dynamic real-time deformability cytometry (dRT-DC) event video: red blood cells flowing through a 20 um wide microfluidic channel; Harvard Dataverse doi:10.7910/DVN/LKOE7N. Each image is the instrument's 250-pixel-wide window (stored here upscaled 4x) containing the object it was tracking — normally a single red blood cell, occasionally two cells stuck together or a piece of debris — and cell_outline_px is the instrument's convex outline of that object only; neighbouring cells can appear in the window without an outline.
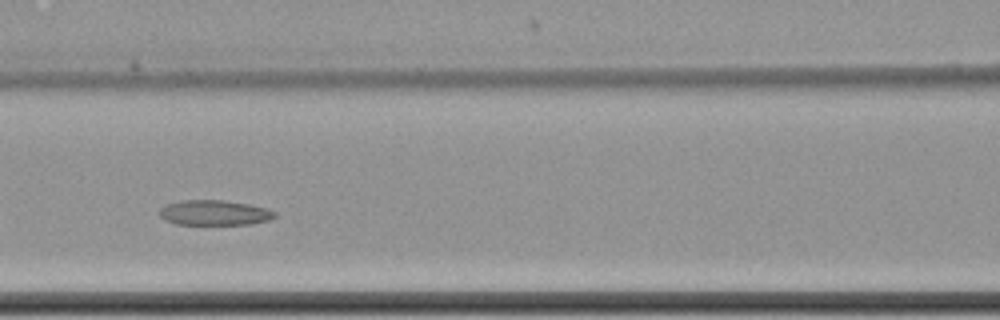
{"species": "common noctule bat (a hibernating species)", "species_latin": "Nyctalus noctula", "temperature_condition": "cold", "stored_images_in_passage": 42, "camera_frame_rate_fps": 3000, "um_per_image_px": 0.085, "animal": {"sex": "female", "body_mass_g": 22.7, "forearm_length_mm": 54.2}, "frame": {"image": 1, "passage_image": 9, "time_ms": 2.667, "image_size_px": [1000, 320], "cell_outline_px": [[276, 216], [268, 220], [252, 224], [176, 224], [164, 220], [160, 216], [160, 208], [164, 204], [180, 200], [224, 200], [248, 204], [268, 208], [276, 212]], "centroid_in_image_um": [18.21, 18.07], "position_along_channel_um": 148.4, "area_um2": 16.99}}
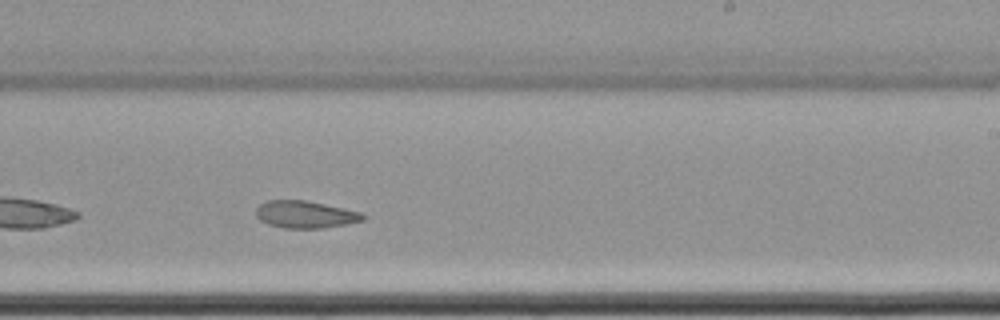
{"frame": {"image": 2, "passage_image": 19, "time_ms": 6.0, "image_size_px": [1000, 320], "cell_outline_px": [[368, 216], [364, 220], [324, 228], [284, 228], [268, 224], [260, 220], [256, 216], [256, 208], [260, 204], [268, 200], [304, 200], [344, 208], [360, 212]], "centroid_in_image_um": [25.95, 18.23], "position_along_channel_um": 263.1, "area_um2": 16.94}}
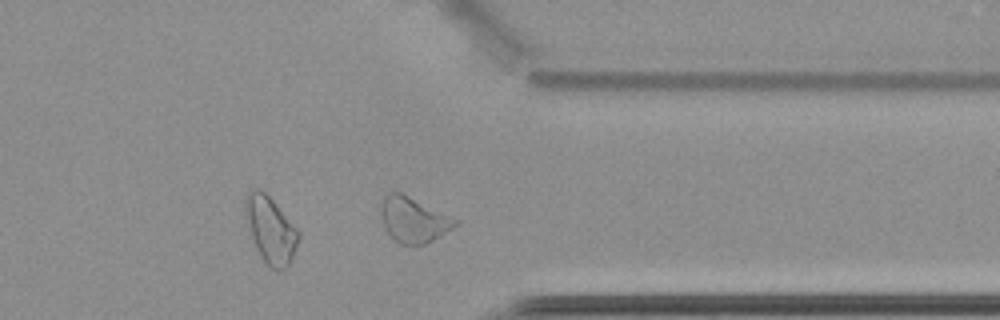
{"frame": {"image": 3, "passage_image": 29, "time_ms": 9.333, "image_size_px": [1000, 320], "cell_outline_px": [[460, 224], [432, 240], [424, 244], [400, 244], [392, 240], [384, 228], [380, 212], [380, 200], [388, 192], [400, 192], [460, 220]], "centroid_in_image_um": [35.12, 18.67], "position_along_channel_um": 376.3, "area_um2": 19.83}, "authors_computed_cell_mechanics": {"area_um2": 17.9758, "velocity_mm_per_s": 3.4494, "shape_relaxation_time_tau1_ms": null, "shape_relaxation_time_tau2_ms": 4.8871, "deformation_change_tau1": null, "deformation_change_tau2": 0.1095}}